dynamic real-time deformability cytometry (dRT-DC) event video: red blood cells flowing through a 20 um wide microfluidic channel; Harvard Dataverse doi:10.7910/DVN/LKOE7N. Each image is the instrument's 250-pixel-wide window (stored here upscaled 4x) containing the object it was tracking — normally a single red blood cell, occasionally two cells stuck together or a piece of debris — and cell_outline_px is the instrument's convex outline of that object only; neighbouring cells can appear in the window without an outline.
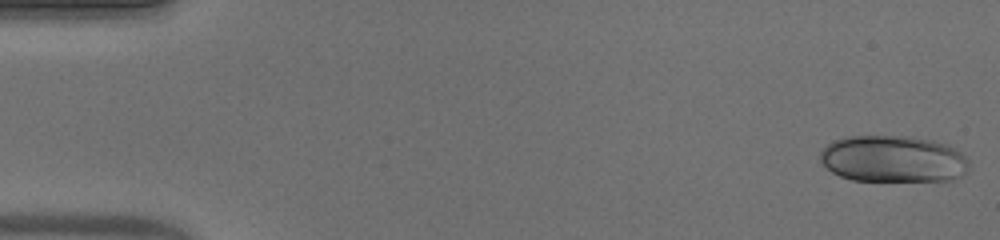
{"species": "human", "species_latin": "Homo sapiens", "temperature_condition": "warm", "stored_images_in_passage": 52, "camera_frame_rate_fps": 3000, "um_per_image_px": 0.085, "donor": {"sex": "male"}, "frame": {"image": 1, "passage_image": 1, "time_ms": 0.0, "image_size_px": [1000, 240], "cell_outline_px": [[968, 164], [964, 172], [960, 176], [948, 180], [852, 180], [840, 176], [832, 172], [820, 160], [820, 152], [828, 144], [836, 140], [848, 136], [900, 136], [932, 140], [944, 144], [960, 152], [968, 160]], "centroid_in_image_um": [75.87, 13.51], "position_along_channel_um": 9.1, "area_um2": 39.88}}
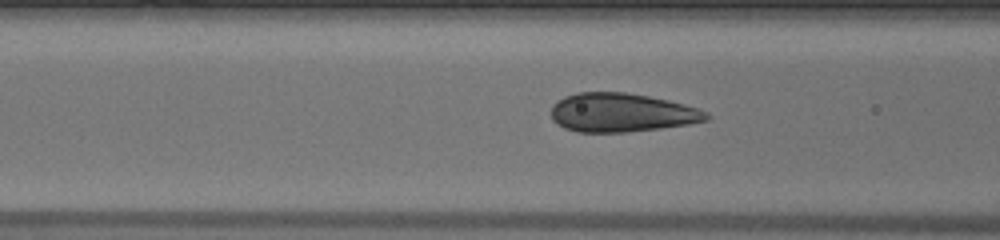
{"frame": {"image": 2, "passage_image": 20, "time_ms": 6.333, "image_size_px": [1000, 240], "cell_outline_px": [[708, 120], [688, 124], [660, 128], [628, 132], [576, 132], [564, 128], [556, 124], [552, 120], [552, 104], [556, 100], [564, 96], [576, 92], [624, 92], [648, 96], [668, 100], [684, 104], [708, 112]], "centroid_in_image_um": [52.78, 9.57], "position_along_channel_um": 113.8, "area_um2": 35.2}}
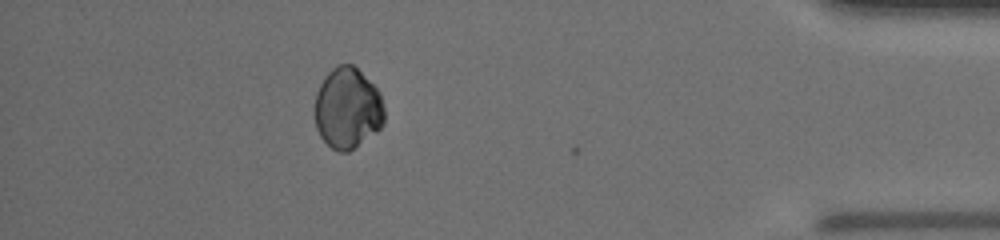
{"frame": {"image": 3, "passage_image": 46, "time_ms": 15.0, "image_size_px": [1000, 240], "cell_outline_px": [[384, 124], [380, 128], [348, 152], [340, 152], [332, 148], [320, 136], [316, 128], [316, 92], [324, 76], [332, 68], [340, 64], [352, 64], [380, 92], [384, 108]], "centroid_in_image_um": [29.54, 9.2], "position_along_channel_um": 405.7, "area_um2": 32.54}, "authors_computed_cell_mechanics": {"area_um2": 34.68, "velocity_mm_per_s": 3.9056, "shape_relaxation_time_tau1_ms": 4.9186, "shape_relaxation_time_tau2_ms": null, "deformation_change_tau1": 0.1469, "deformation_change_tau2": null}}